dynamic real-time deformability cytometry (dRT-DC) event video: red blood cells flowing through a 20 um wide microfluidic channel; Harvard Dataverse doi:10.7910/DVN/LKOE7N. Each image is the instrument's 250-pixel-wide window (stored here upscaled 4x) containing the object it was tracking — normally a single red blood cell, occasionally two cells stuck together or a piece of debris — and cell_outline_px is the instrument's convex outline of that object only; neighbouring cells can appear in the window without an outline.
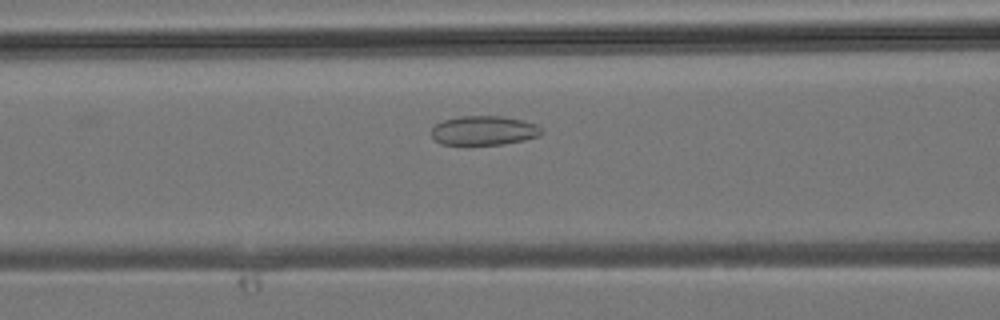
{"species": "common noctule bat (a hibernating species)", "species_latin": "Nyctalus noctula", "temperature_condition": "room temperature", "stored_images_in_passage": 18, "camera_frame_rate_fps": 3000, "um_per_image_px": 0.085, "animal": {"sex": "male", "body_mass_g": 19.2, "forearm_length_mm": 51.8}, "frame": {"image": 1, "passage_image": 5, "time_ms": 1.333, "image_size_px": [1000, 320], "cell_outline_px": [[544, 132], [540, 136], [524, 140], [504, 144], [440, 144], [432, 136], [432, 128], [436, 124], [444, 120], [460, 116], [500, 116], [524, 120], [536, 124]], "centroid_in_image_um": [41.16, 11.09], "position_along_channel_um": 125.4, "area_um2": 18.73}}
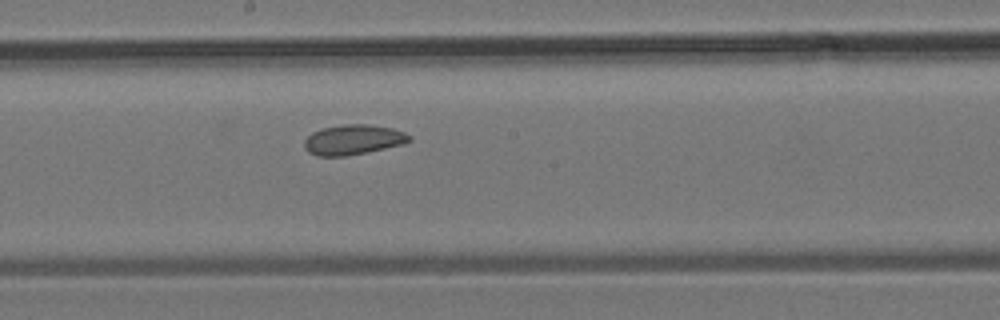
{"frame": {"image": 2, "passage_image": 10, "time_ms": 3.0, "image_size_px": [1000, 320], "cell_outline_px": [[412, 140], [404, 144], [344, 156], [316, 156], [308, 152], [304, 148], [304, 140], [312, 132], [320, 128], [344, 124], [364, 124], [392, 128], [404, 132], [412, 136]], "centroid_in_image_um": [30.0, 11.87], "position_along_channel_um": 218.2, "area_um2": 18.38}}
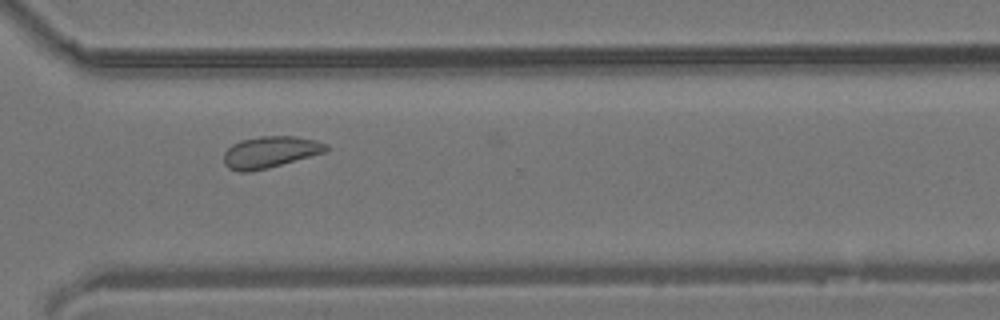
{"frame": {"image": 3, "passage_image": 17, "time_ms": 5.333, "image_size_px": [1000, 320], "cell_outline_px": [[328, 148], [324, 152], [268, 168], [248, 172], [240, 172], [228, 168], [224, 164], [224, 152], [232, 144], [240, 140], [260, 136], [296, 136], [316, 140], [328, 144]], "centroid_in_image_um": [22.93, 12.92], "position_along_channel_um": 347.7, "area_um2": 18.79}}